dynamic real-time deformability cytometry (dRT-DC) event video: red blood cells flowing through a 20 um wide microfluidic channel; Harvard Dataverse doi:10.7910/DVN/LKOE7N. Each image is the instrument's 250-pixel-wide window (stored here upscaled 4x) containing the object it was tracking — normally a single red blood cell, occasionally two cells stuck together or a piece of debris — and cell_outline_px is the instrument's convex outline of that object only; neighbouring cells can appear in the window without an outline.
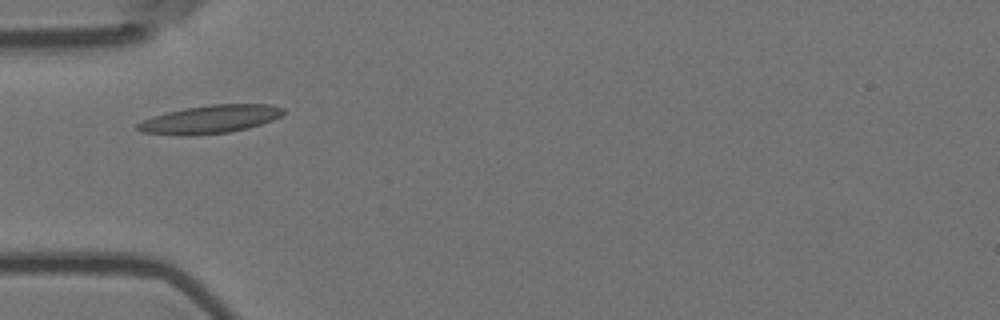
{"species": "Egyptian fruit bat (a non-hibernating species)", "species_latin": "Rousettus aegyptiacus", "temperature_condition": "room temperature", "stored_images_in_passage": 3, "camera_frame_rate_fps": 3000, "um_per_image_px": 0.085, "animal": {"sex": "female"}, "frame": {"image": 1, "passage_image": 1, "time_ms": 0.0, "image_size_px": [1000, 320], "cell_outline_px": [[284, 112], [280, 116], [272, 120], [248, 128], [228, 132], [192, 136], [176, 136], [140, 132], [136, 128], [136, 124], [152, 116], [184, 108], [212, 104], [268, 104], [284, 108]], "centroid_in_image_um": [17.81, 10.15], "position_along_channel_um": 67.2, "area_um2": 24.04}}
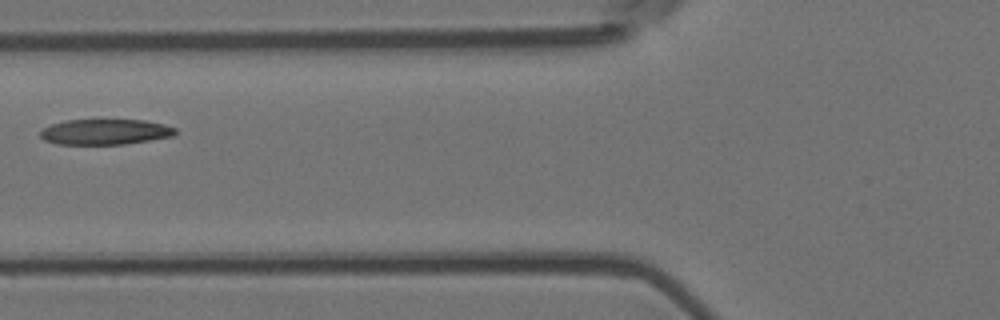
{"frame": {"image": 2, "passage_image": 2, "time_ms": 0.333, "image_size_px": [1000, 320], "cell_outline_px": [[176, 136], [124, 144], [56, 144], [44, 140], [40, 136], [40, 132], [44, 128], [52, 124], [64, 120], [144, 120], [164, 124], [176, 128]], "centroid_in_image_um": [8.96, 11.21], "position_along_channel_um": 116.8, "area_um2": 20.11}}
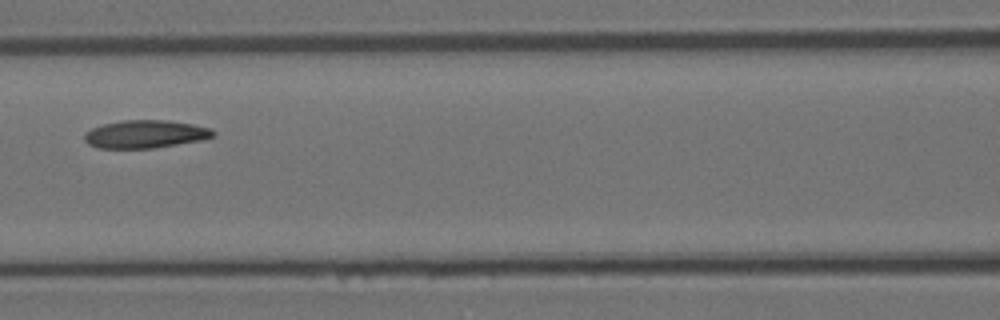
{"frame": {"image": 3, "passage_image": 3, "time_ms": 0.667, "image_size_px": [1000, 320], "cell_outline_px": [[216, 136], [200, 140], [152, 148], [96, 148], [88, 144], [84, 140], [84, 132], [92, 128], [104, 124], [120, 120], [164, 120], [192, 124], [212, 128], [216, 132]], "centroid_in_image_um": [12.34, 11.4], "position_along_channel_um": 154.3, "area_um2": 20.98}}